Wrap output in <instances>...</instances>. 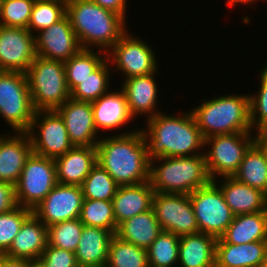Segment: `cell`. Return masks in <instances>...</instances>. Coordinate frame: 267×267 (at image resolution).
<instances>
[{"instance_id":"ba28073f","label":"cell","mask_w":267,"mask_h":267,"mask_svg":"<svg viewBox=\"0 0 267 267\" xmlns=\"http://www.w3.org/2000/svg\"><path fill=\"white\" fill-rule=\"evenodd\" d=\"M254 143L253 133H231L206 138L204 146L211 147L204 155L211 179L233 176Z\"/></svg>"},{"instance_id":"d6a6232c","label":"cell","mask_w":267,"mask_h":267,"mask_svg":"<svg viewBox=\"0 0 267 267\" xmlns=\"http://www.w3.org/2000/svg\"><path fill=\"white\" fill-rule=\"evenodd\" d=\"M111 65L108 58L88 77L71 91V98L78 101L93 102L100 98L103 94L109 92L111 84L108 65Z\"/></svg>"},{"instance_id":"7c38bea8","label":"cell","mask_w":267,"mask_h":267,"mask_svg":"<svg viewBox=\"0 0 267 267\" xmlns=\"http://www.w3.org/2000/svg\"><path fill=\"white\" fill-rule=\"evenodd\" d=\"M27 134L31 140L33 153L47 158L55 159L74 147L65 122L56 110L35 111Z\"/></svg>"},{"instance_id":"4dcf8cb0","label":"cell","mask_w":267,"mask_h":267,"mask_svg":"<svg viewBox=\"0 0 267 267\" xmlns=\"http://www.w3.org/2000/svg\"><path fill=\"white\" fill-rule=\"evenodd\" d=\"M98 51L99 52H95L93 49H81L69 60L64 61L66 82L70 92L81 80L88 77L107 59L106 52Z\"/></svg>"},{"instance_id":"7bdbcfd3","label":"cell","mask_w":267,"mask_h":267,"mask_svg":"<svg viewBox=\"0 0 267 267\" xmlns=\"http://www.w3.org/2000/svg\"><path fill=\"white\" fill-rule=\"evenodd\" d=\"M16 187L9 183L0 182V214L17 208Z\"/></svg>"},{"instance_id":"484cf974","label":"cell","mask_w":267,"mask_h":267,"mask_svg":"<svg viewBox=\"0 0 267 267\" xmlns=\"http://www.w3.org/2000/svg\"><path fill=\"white\" fill-rule=\"evenodd\" d=\"M267 241L216 243L215 267H257L266 261Z\"/></svg>"},{"instance_id":"60d3db41","label":"cell","mask_w":267,"mask_h":267,"mask_svg":"<svg viewBox=\"0 0 267 267\" xmlns=\"http://www.w3.org/2000/svg\"><path fill=\"white\" fill-rule=\"evenodd\" d=\"M259 80L258 92L249 93L250 124L254 132L267 130V64L260 71Z\"/></svg>"},{"instance_id":"8992f818","label":"cell","mask_w":267,"mask_h":267,"mask_svg":"<svg viewBox=\"0 0 267 267\" xmlns=\"http://www.w3.org/2000/svg\"><path fill=\"white\" fill-rule=\"evenodd\" d=\"M25 74L36 111L57 110L71 98L63 61L36 56Z\"/></svg>"},{"instance_id":"7402d4cb","label":"cell","mask_w":267,"mask_h":267,"mask_svg":"<svg viewBox=\"0 0 267 267\" xmlns=\"http://www.w3.org/2000/svg\"><path fill=\"white\" fill-rule=\"evenodd\" d=\"M57 181L64 185L81 186L97 164L96 147L71 148L66 154L54 159Z\"/></svg>"},{"instance_id":"7a4b0ae2","label":"cell","mask_w":267,"mask_h":267,"mask_svg":"<svg viewBox=\"0 0 267 267\" xmlns=\"http://www.w3.org/2000/svg\"><path fill=\"white\" fill-rule=\"evenodd\" d=\"M174 115L160 112L144 122L147 127L141 129L148 144L150 158L204 154L205 139L191 111ZM201 148L204 151L201 152Z\"/></svg>"},{"instance_id":"ab89813d","label":"cell","mask_w":267,"mask_h":267,"mask_svg":"<svg viewBox=\"0 0 267 267\" xmlns=\"http://www.w3.org/2000/svg\"><path fill=\"white\" fill-rule=\"evenodd\" d=\"M32 214V209L18 206L0 214V254H5L24 221Z\"/></svg>"},{"instance_id":"74e56055","label":"cell","mask_w":267,"mask_h":267,"mask_svg":"<svg viewBox=\"0 0 267 267\" xmlns=\"http://www.w3.org/2000/svg\"><path fill=\"white\" fill-rule=\"evenodd\" d=\"M84 225L77 219L63 221L47 227L48 245L75 252Z\"/></svg>"},{"instance_id":"7dc6e473","label":"cell","mask_w":267,"mask_h":267,"mask_svg":"<svg viewBox=\"0 0 267 267\" xmlns=\"http://www.w3.org/2000/svg\"><path fill=\"white\" fill-rule=\"evenodd\" d=\"M258 2L259 0H227V4H228V6H230L232 9H233V7L237 4V5H239L240 6V3H241V5L243 4V6L244 5H246V4H251V3H253V2ZM265 1V0H264ZM267 1V0H266ZM235 4V5H234Z\"/></svg>"},{"instance_id":"8d00e7d4","label":"cell","mask_w":267,"mask_h":267,"mask_svg":"<svg viewBox=\"0 0 267 267\" xmlns=\"http://www.w3.org/2000/svg\"><path fill=\"white\" fill-rule=\"evenodd\" d=\"M66 4L63 0H35L27 29L35 35L58 22L66 15Z\"/></svg>"},{"instance_id":"e0dca14e","label":"cell","mask_w":267,"mask_h":267,"mask_svg":"<svg viewBox=\"0 0 267 267\" xmlns=\"http://www.w3.org/2000/svg\"><path fill=\"white\" fill-rule=\"evenodd\" d=\"M56 111L65 122L73 146L96 147L100 137L98 138L99 133L94 125L91 102L70 98Z\"/></svg>"},{"instance_id":"603a6c76","label":"cell","mask_w":267,"mask_h":267,"mask_svg":"<svg viewBox=\"0 0 267 267\" xmlns=\"http://www.w3.org/2000/svg\"><path fill=\"white\" fill-rule=\"evenodd\" d=\"M47 245V226L32 213L22 224L5 255L37 261Z\"/></svg>"},{"instance_id":"ac0fdd59","label":"cell","mask_w":267,"mask_h":267,"mask_svg":"<svg viewBox=\"0 0 267 267\" xmlns=\"http://www.w3.org/2000/svg\"><path fill=\"white\" fill-rule=\"evenodd\" d=\"M13 133L0 134V182L16 186L33 149L27 132Z\"/></svg>"},{"instance_id":"6da1fadb","label":"cell","mask_w":267,"mask_h":267,"mask_svg":"<svg viewBox=\"0 0 267 267\" xmlns=\"http://www.w3.org/2000/svg\"><path fill=\"white\" fill-rule=\"evenodd\" d=\"M96 149L97 163L119 186L149 181L151 158L142 129L100 137Z\"/></svg>"},{"instance_id":"44dd1931","label":"cell","mask_w":267,"mask_h":267,"mask_svg":"<svg viewBox=\"0 0 267 267\" xmlns=\"http://www.w3.org/2000/svg\"><path fill=\"white\" fill-rule=\"evenodd\" d=\"M91 103L97 132H100L101 129L102 131L105 129L106 132L107 130L114 131L135 120L121 88L114 92L109 91Z\"/></svg>"},{"instance_id":"d590c367","label":"cell","mask_w":267,"mask_h":267,"mask_svg":"<svg viewBox=\"0 0 267 267\" xmlns=\"http://www.w3.org/2000/svg\"><path fill=\"white\" fill-rule=\"evenodd\" d=\"M119 185L98 163L92 168L81 185L84 199L109 201L116 194Z\"/></svg>"},{"instance_id":"4316f807","label":"cell","mask_w":267,"mask_h":267,"mask_svg":"<svg viewBox=\"0 0 267 267\" xmlns=\"http://www.w3.org/2000/svg\"><path fill=\"white\" fill-rule=\"evenodd\" d=\"M267 241V211L234 216L216 243L244 244Z\"/></svg>"},{"instance_id":"9c48e42d","label":"cell","mask_w":267,"mask_h":267,"mask_svg":"<svg viewBox=\"0 0 267 267\" xmlns=\"http://www.w3.org/2000/svg\"><path fill=\"white\" fill-rule=\"evenodd\" d=\"M57 183L54 159L32 152L15 186L18 205L33 210Z\"/></svg>"},{"instance_id":"277c9868","label":"cell","mask_w":267,"mask_h":267,"mask_svg":"<svg viewBox=\"0 0 267 267\" xmlns=\"http://www.w3.org/2000/svg\"><path fill=\"white\" fill-rule=\"evenodd\" d=\"M212 181L204 154L150 159L149 182L155 192L189 195Z\"/></svg>"},{"instance_id":"83f0119b","label":"cell","mask_w":267,"mask_h":267,"mask_svg":"<svg viewBox=\"0 0 267 267\" xmlns=\"http://www.w3.org/2000/svg\"><path fill=\"white\" fill-rule=\"evenodd\" d=\"M216 238L197 233L180 236L179 260L180 267H215Z\"/></svg>"},{"instance_id":"4fadbf2b","label":"cell","mask_w":267,"mask_h":267,"mask_svg":"<svg viewBox=\"0 0 267 267\" xmlns=\"http://www.w3.org/2000/svg\"><path fill=\"white\" fill-rule=\"evenodd\" d=\"M152 209L162 230L177 236L199 233L188 194L154 193Z\"/></svg>"},{"instance_id":"3957f363","label":"cell","mask_w":267,"mask_h":267,"mask_svg":"<svg viewBox=\"0 0 267 267\" xmlns=\"http://www.w3.org/2000/svg\"><path fill=\"white\" fill-rule=\"evenodd\" d=\"M66 15L82 49L108 52L128 30L126 20L93 0H70Z\"/></svg>"},{"instance_id":"f1b7e54d","label":"cell","mask_w":267,"mask_h":267,"mask_svg":"<svg viewBox=\"0 0 267 267\" xmlns=\"http://www.w3.org/2000/svg\"><path fill=\"white\" fill-rule=\"evenodd\" d=\"M162 231L151 209L122 222L115 235L126 242L147 249Z\"/></svg>"},{"instance_id":"cb8c5ba5","label":"cell","mask_w":267,"mask_h":267,"mask_svg":"<svg viewBox=\"0 0 267 267\" xmlns=\"http://www.w3.org/2000/svg\"><path fill=\"white\" fill-rule=\"evenodd\" d=\"M154 193L149 181L137 185L119 186L112 199L117 228L127 219L151 210Z\"/></svg>"},{"instance_id":"b9f144b4","label":"cell","mask_w":267,"mask_h":267,"mask_svg":"<svg viewBox=\"0 0 267 267\" xmlns=\"http://www.w3.org/2000/svg\"><path fill=\"white\" fill-rule=\"evenodd\" d=\"M39 261L45 267H79L74 252L50 245L44 249Z\"/></svg>"},{"instance_id":"c3c4849f","label":"cell","mask_w":267,"mask_h":267,"mask_svg":"<svg viewBox=\"0 0 267 267\" xmlns=\"http://www.w3.org/2000/svg\"><path fill=\"white\" fill-rule=\"evenodd\" d=\"M30 267H45L39 260L32 261L31 260V266Z\"/></svg>"},{"instance_id":"5bb4252c","label":"cell","mask_w":267,"mask_h":267,"mask_svg":"<svg viewBox=\"0 0 267 267\" xmlns=\"http://www.w3.org/2000/svg\"><path fill=\"white\" fill-rule=\"evenodd\" d=\"M83 200L81 186L57 183L32 213L49 227L79 218Z\"/></svg>"},{"instance_id":"f6af8a7d","label":"cell","mask_w":267,"mask_h":267,"mask_svg":"<svg viewBox=\"0 0 267 267\" xmlns=\"http://www.w3.org/2000/svg\"><path fill=\"white\" fill-rule=\"evenodd\" d=\"M31 260L24 258H13L0 254V267H30Z\"/></svg>"},{"instance_id":"836d02e7","label":"cell","mask_w":267,"mask_h":267,"mask_svg":"<svg viewBox=\"0 0 267 267\" xmlns=\"http://www.w3.org/2000/svg\"><path fill=\"white\" fill-rule=\"evenodd\" d=\"M179 239L169 231H162L146 249L149 267H174L179 260Z\"/></svg>"},{"instance_id":"f35d334b","label":"cell","mask_w":267,"mask_h":267,"mask_svg":"<svg viewBox=\"0 0 267 267\" xmlns=\"http://www.w3.org/2000/svg\"><path fill=\"white\" fill-rule=\"evenodd\" d=\"M35 0H0V25L27 28Z\"/></svg>"},{"instance_id":"681fc988","label":"cell","mask_w":267,"mask_h":267,"mask_svg":"<svg viewBox=\"0 0 267 267\" xmlns=\"http://www.w3.org/2000/svg\"><path fill=\"white\" fill-rule=\"evenodd\" d=\"M257 267H267V262L264 261L261 264H259Z\"/></svg>"},{"instance_id":"52a82bcc","label":"cell","mask_w":267,"mask_h":267,"mask_svg":"<svg viewBox=\"0 0 267 267\" xmlns=\"http://www.w3.org/2000/svg\"><path fill=\"white\" fill-rule=\"evenodd\" d=\"M27 77L0 71V116L14 132H27L35 115Z\"/></svg>"},{"instance_id":"8fae6325","label":"cell","mask_w":267,"mask_h":267,"mask_svg":"<svg viewBox=\"0 0 267 267\" xmlns=\"http://www.w3.org/2000/svg\"><path fill=\"white\" fill-rule=\"evenodd\" d=\"M141 38L126 31L107 52L109 62L116 67L114 70L123 73L125 79L158 72L155 51Z\"/></svg>"},{"instance_id":"30bf717a","label":"cell","mask_w":267,"mask_h":267,"mask_svg":"<svg viewBox=\"0 0 267 267\" xmlns=\"http://www.w3.org/2000/svg\"><path fill=\"white\" fill-rule=\"evenodd\" d=\"M200 233L220 238L234 218L220 188L212 181L189 194Z\"/></svg>"},{"instance_id":"d4e9b609","label":"cell","mask_w":267,"mask_h":267,"mask_svg":"<svg viewBox=\"0 0 267 267\" xmlns=\"http://www.w3.org/2000/svg\"><path fill=\"white\" fill-rule=\"evenodd\" d=\"M115 234L109 230L84 225L75 253L79 267H106L109 244Z\"/></svg>"},{"instance_id":"2e32d148","label":"cell","mask_w":267,"mask_h":267,"mask_svg":"<svg viewBox=\"0 0 267 267\" xmlns=\"http://www.w3.org/2000/svg\"><path fill=\"white\" fill-rule=\"evenodd\" d=\"M37 34L36 56L64 62L82 49L67 15Z\"/></svg>"},{"instance_id":"bcb514c9","label":"cell","mask_w":267,"mask_h":267,"mask_svg":"<svg viewBox=\"0 0 267 267\" xmlns=\"http://www.w3.org/2000/svg\"><path fill=\"white\" fill-rule=\"evenodd\" d=\"M254 134H256L255 142L261 147L267 157V130H261Z\"/></svg>"},{"instance_id":"ffe728a7","label":"cell","mask_w":267,"mask_h":267,"mask_svg":"<svg viewBox=\"0 0 267 267\" xmlns=\"http://www.w3.org/2000/svg\"><path fill=\"white\" fill-rule=\"evenodd\" d=\"M213 182L222 191L234 216L267 211V196L260 190L238 181L233 176L220 177V181L214 179Z\"/></svg>"},{"instance_id":"e575fe53","label":"cell","mask_w":267,"mask_h":267,"mask_svg":"<svg viewBox=\"0 0 267 267\" xmlns=\"http://www.w3.org/2000/svg\"><path fill=\"white\" fill-rule=\"evenodd\" d=\"M79 220L86 226L117 232L112 200L84 199Z\"/></svg>"},{"instance_id":"1f68e13d","label":"cell","mask_w":267,"mask_h":267,"mask_svg":"<svg viewBox=\"0 0 267 267\" xmlns=\"http://www.w3.org/2000/svg\"><path fill=\"white\" fill-rule=\"evenodd\" d=\"M106 267H149L147 250L114 235L109 244Z\"/></svg>"},{"instance_id":"9a60e30c","label":"cell","mask_w":267,"mask_h":267,"mask_svg":"<svg viewBox=\"0 0 267 267\" xmlns=\"http://www.w3.org/2000/svg\"><path fill=\"white\" fill-rule=\"evenodd\" d=\"M35 58V35L29 29L0 25V71L26 73Z\"/></svg>"},{"instance_id":"ee69618b","label":"cell","mask_w":267,"mask_h":267,"mask_svg":"<svg viewBox=\"0 0 267 267\" xmlns=\"http://www.w3.org/2000/svg\"><path fill=\"white\" fill-rule=\"evenodd\" d=\"M96 4L100 5L102 8L111 10L118 15L122 16L124 19L127 18V0H93Z\"/></svg>"},{"instance_id":"5b68a950","label":"cell","mask_w":267,"mask_h":267,"mask_svg":"<svg viewBox=\"0 0 267 267\" xmlns=\"http://www.w3.org/2000/svg\"><path fill=\"white\" fill-rule=\"evenodd\" d=\"M203 100L190 111L204 139L231 133H254L250 124L249 94Z\"/></svg>"},{"instance_id":"d6986e66","label":"cell","mask_w":267,"mask_h":267,"mask_svg":"<svg viewBox=\"0 0 267 267\" xmlns=\"http://www.w3.org/2000/svg\"><path fill=\"white\" fill-rule=\"evenodd\" d=\"M157 73L131 77L122 80L119 86L126 96L129 110L134 118L146 115L149 119L161 111L158 110L159 89L155 80ZM157 107V109H156Z\"/></svg>"},{"instance_id":"f546056e","label":"cell","mask_w":267,"mask_h":267,"mask_svg":"<svg viewBox=\"0 0 267 267\" xmlns=\"http://www.w3.org/2000/svg\"><path fill=\"white\" fill-rule=\"evenodd\" d=\"M233 177L267 196V157L256 142L245 153Z\"/></svg>"}]
</instances>
